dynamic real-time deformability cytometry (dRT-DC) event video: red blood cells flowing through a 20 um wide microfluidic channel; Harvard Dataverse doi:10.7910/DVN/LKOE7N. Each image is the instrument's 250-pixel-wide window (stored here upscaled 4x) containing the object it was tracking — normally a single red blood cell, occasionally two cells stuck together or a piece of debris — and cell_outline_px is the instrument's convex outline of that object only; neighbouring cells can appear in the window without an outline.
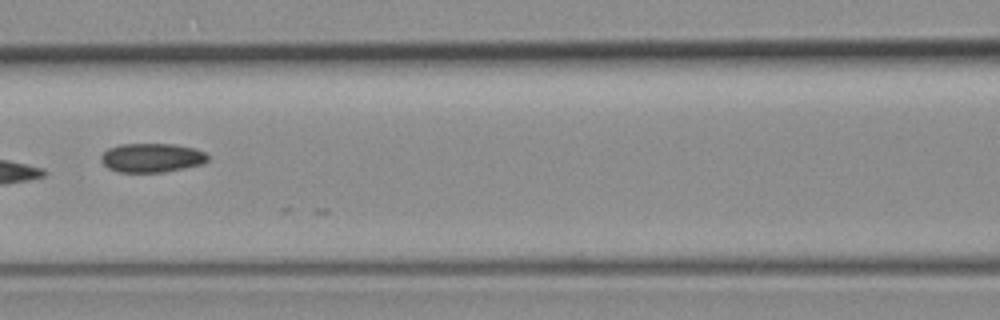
{"species": "common noctule bat (a hibernating species)", "species_latin": "Nyctalus noctula", "temperature_condition": "room temperature", "stored_images_in_passage": 6, "camera_frame_rate_fps": 3000, "um_per_image_px": 0.085, "animal": {"sex": "female", "body_mass_g": 19.3, "forearm_length_mm": 54.1}, "frame": {"image": 1, "passage_image": 4, "time_ms": 3.667, "image_size_px": [1000, 320], "cell_outline_px": [[208, 160], [200, 164], [184, 168], [164, 172], [116, 172], [108, 168], [100, 160], [100, 156], [108, 148], [120, 144], [172, 144], [196, 148], [204, 152], [208, 156]], "centroid_in_image_um": [12.87, 13.41], "position_along_channel_um": 153.7, "area_um2": 18.09}}
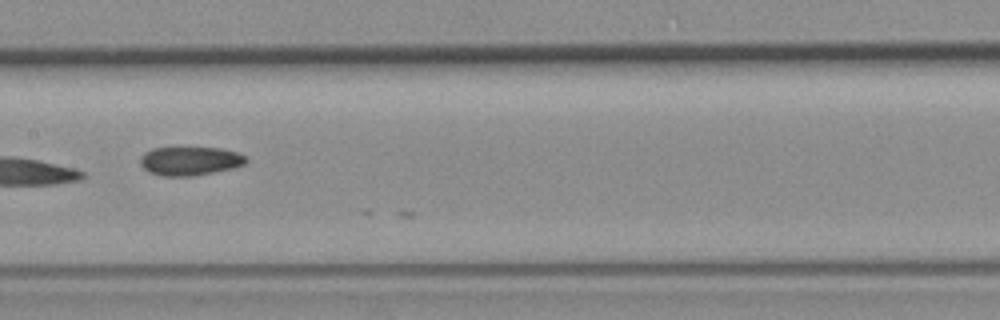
{"frame": {"image": 2, "passage_image": 5, "time_ms": 4.667, "image_size_px": [1000, 320], "cell_outline_px": [[248, 160], [244, 164], [232, 168], [192, 176], [164, 176], [148, 172], [140, 164], [140, 156], [144, 152], [152, 148], [220, 148], [236, 152], [244, 156]], "centroid_in_image_um": [16.1, 13.68], "position_along_channel_um": 191.3, "area_um2": 17.57}}